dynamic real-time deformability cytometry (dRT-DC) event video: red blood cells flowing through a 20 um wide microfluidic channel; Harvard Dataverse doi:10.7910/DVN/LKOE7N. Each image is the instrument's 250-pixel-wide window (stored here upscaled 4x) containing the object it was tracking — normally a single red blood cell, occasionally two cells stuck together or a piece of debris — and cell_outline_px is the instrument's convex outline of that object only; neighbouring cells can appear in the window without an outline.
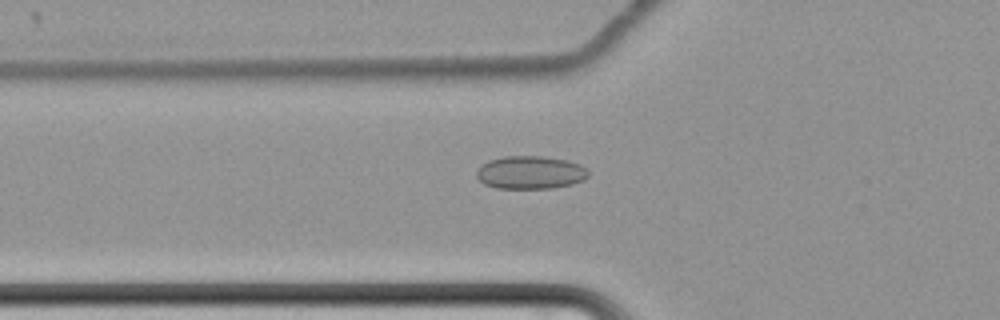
{"species": "common noctule bat (a hibernating species)", "species_latin": "Nyctalus noctula", "temperature_condition": "cold", "stored_images_in_passage": 63, "camera_frame_rate_fps": 3000, "um_per_image_px": 0.085, "animal": {"sex": "female", "body_mass_g": 22.7, "forearm_length_mm": 54.2}, "frame": {"image": 1, "passage_image": 25, "time_ms": 8.0, "image_size_px": [1000, 320], "cell_outline_px": [[588, 176], [584, 180], [572, 184], [552, 188], [496, 188], [484, 184], [476, 176], [476, 172], [480, 164], [488, 160], [504, 156], [544, 156], [568, 160], [580, 164], [588, 168]], "centroid_in_image_um": [45.08, 14.65], "position_along_channel_um": 80.7, "area_um2": 21.79}}
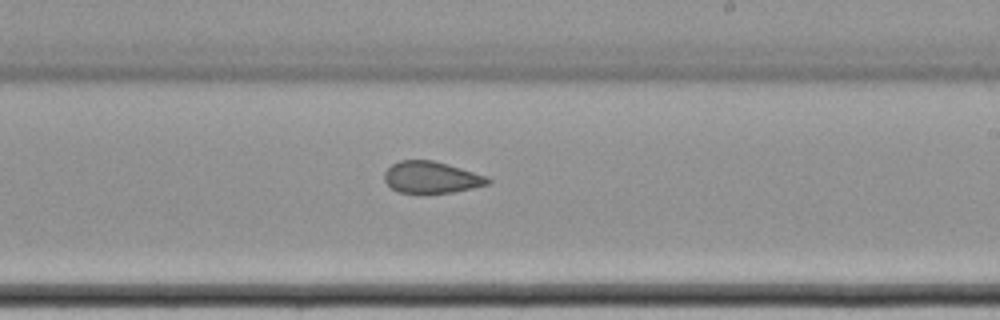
{"frame": {"image": 2, "passage_image": 40, "time_ms": 13.0, "image_size_px": [1000, 320], "cell_outline_px": [[492, 180], [488, 184], [472, 188], [452, 192], [396, 192], [384, 180], [384, 172], [392, 164], [400, 160], [432, 160], [488, 176]], "centroid_in_image_um": [36.66, 15.06], "position_along_channel_um": 252.3, "area_um2": 18.84}}
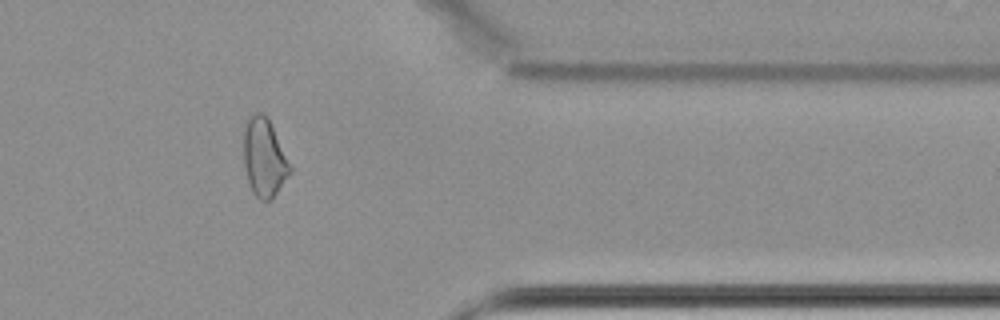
{"frame": {"image": 3, "passage_image": 53, "time_ms": 17.333, "image_size_px": [1000, 320], "cell_outline_px": [[292, 172], [272, 200], [260, 200], [252, 192], [248, 180], [244, 164], [244, 120], [256, 112], [264, 112], [268, 116], [292, 168]], "centroid_in_image_um": [22.46, 13.38], "position_along_channel_um": 388.9, "area_um2": 21.44}, "authors_computed_cell_mechanics": {"area_um2": 21.7906, "velocity_mm_per_s": 3.4404, "shape_relaxation_time_tau1_ms": null, "shape_relaxation_time_tau2_ms": 3.2882, "deformation_change_tau1": null, "deformation_change_tau2": 0.0895}}